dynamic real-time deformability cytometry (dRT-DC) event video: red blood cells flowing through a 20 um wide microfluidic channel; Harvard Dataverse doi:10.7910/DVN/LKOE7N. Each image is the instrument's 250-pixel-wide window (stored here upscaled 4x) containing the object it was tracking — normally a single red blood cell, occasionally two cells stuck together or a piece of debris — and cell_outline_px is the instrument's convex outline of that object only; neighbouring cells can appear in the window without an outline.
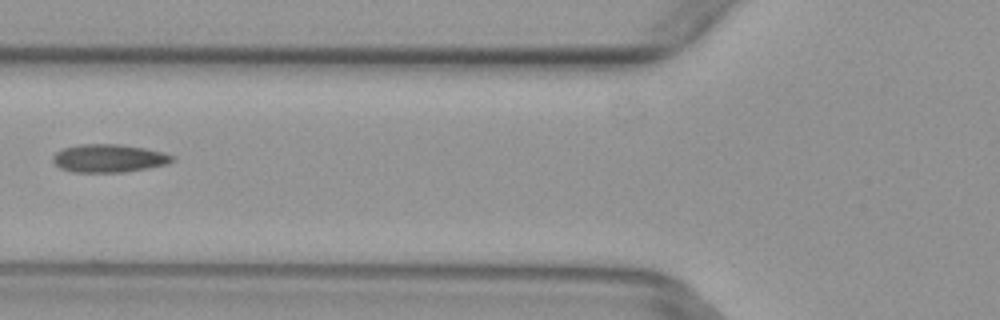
{"species": "common noctule bat (a hibernating species)", "species_latin": "Nyctalus noctula", "temperature_condition": "warm", "stored_images_in_passage": 3, "camera_frame_rate_fps": 3000, "um_per_image_px": 0.085, "animal": {"sex": "female", "body_mass_g": 29.2, "forearm_length_mm": 56.3}, "frame": {"image": 1, "passage_image": 3, "time_ms": 0.667, "image_size_px": [1000, 320], "cell_outline_px": [[176, 160], [168, 164], [148, 168], [124, 172], [72, 172], [60, 168], [52, 160], [52, 156], [56, 152], [64, 148], [80, 144], [120, 144], [144, 148], [164, 152], [176, 156]], "centroid_in_image_um": [9.29, 13.45], "position_along_channel_um": 116.5, "area_um2": 19.71}}